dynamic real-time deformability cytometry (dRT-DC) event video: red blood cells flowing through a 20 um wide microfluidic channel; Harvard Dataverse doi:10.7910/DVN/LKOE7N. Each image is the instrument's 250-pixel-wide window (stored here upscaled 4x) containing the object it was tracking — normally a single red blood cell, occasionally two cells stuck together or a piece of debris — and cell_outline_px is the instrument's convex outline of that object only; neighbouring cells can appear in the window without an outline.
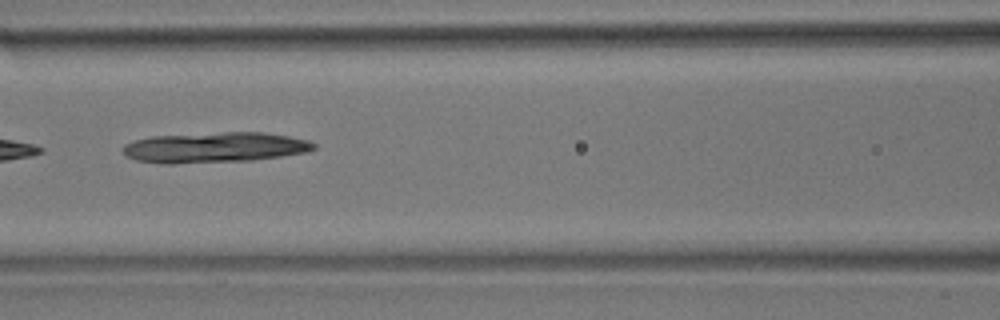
{"species": "common noctule bat (a hibernating species)", "species_latin": "Nyctalus noctula", "temperature_condition": "room temperature", "stored_images_in_passage": 8, "camera_frame_rate_fps": 3000, "um_per_image_px": 0.085, "animal": {"sex": "male", "body_mass_g": 17.9}, "frame": {"image": 1, "passage_image": 5, "time_ms": 1.333, "image_size_px": [1000, 320], "cell_outline_px": [[316, 148], [308, 152], [252, 160], [172, 164], [160, 164], [136, 160], [124, 156], [120, 152], [120, 148], [124, 144], [136, 140], [152, 136], [224, 132], [264, 132], [288, 136], [308, 140], [316, 144]], "centroid_in_image_um": [18.19, 12.54], "position_along_channel_um": 148.4, "area_um2": 34.16}}
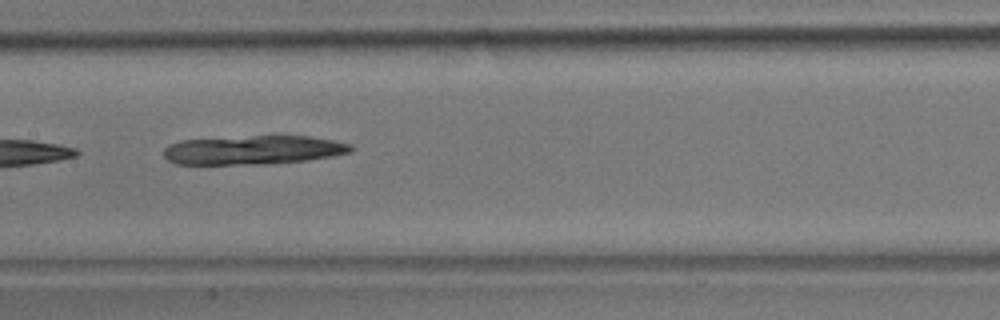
{"frame": {"image": 2, "passage_image": 6, "time_ms": 1.667, "image_size_px": [1000, 320], "cell_outline_px": [[352, 152], [332, 156], [308, 160], [260, 164], [176, 164], [168, 160], [164, 156], [164, 148], [168, 144], [180, 140], [252, 136], [308, 136], [332, 140], [352, 144]], "centroid_in_image_um": [21.51, 12.75], "position_along_channel_um": 185.9, "area_um2": 31.5}}
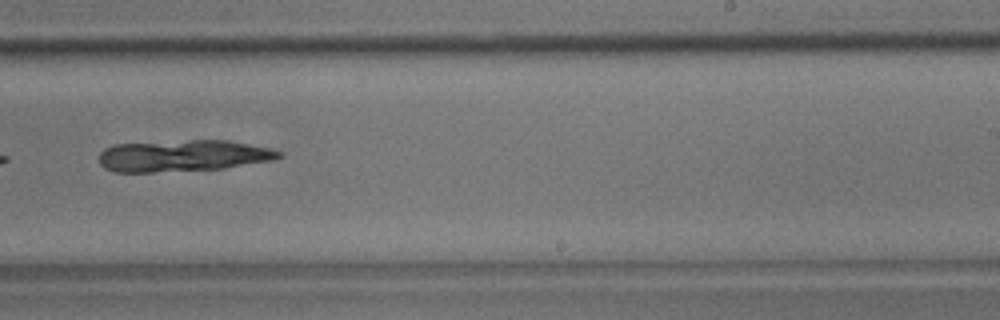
{"frame": {"image": 3, "passage_image": 8, "time_ms": 2.333, "image_size_px": [1000, 320], "cell_outline_px": [[284, 156], [276, 160], [224, 168], [152, 172], [112, 172], [104, 168], [100, 164], [100, 152], [104, 148], [112, 144], [192, 140], [228, 140], [268, 148], [284, 152]], "centroid_in_image_um": [15.57, 13.24], "position_along_channel_um": 273.4, "area_um2": 33.29}}